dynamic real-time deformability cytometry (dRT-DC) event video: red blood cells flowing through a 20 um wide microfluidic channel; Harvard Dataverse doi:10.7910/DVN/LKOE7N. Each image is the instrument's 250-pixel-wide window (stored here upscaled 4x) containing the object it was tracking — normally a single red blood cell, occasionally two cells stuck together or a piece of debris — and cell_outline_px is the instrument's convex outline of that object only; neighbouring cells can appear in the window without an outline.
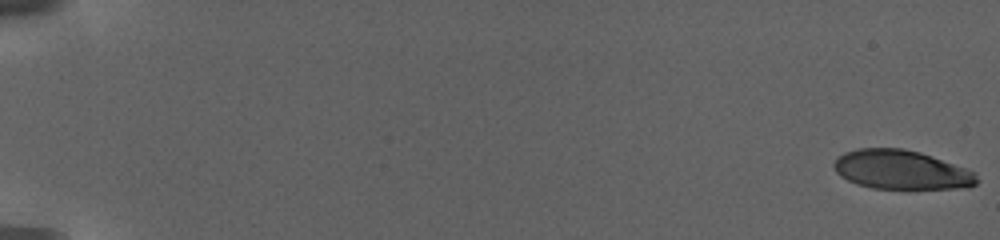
{"species": "human", "species_latin": "Homo sapiens", "temperature_condition": "warm", "stored_images_in_passage": 39, "camera_frame_rate_fps": 3000, "um_per_image_px": 0.085, "donor": {"sex": "female"}, "frame": {"image": 1, "passage_image": 1, "time_ms": 0.0, "image_size_px": [1000, 240], "cell_outline_px": [[980, 180], [976, 184], [968, 188], [872, 188], [856, 184], [840, 176], [836, 172], [832, 164], [844, 152], [860, 148], [900, 148], [920, 152], [964, 168], [972, 172]], "centroid_in_image_um": [76.58, 14.43], "position_along_channel_um": 8.4, "area_um2": 32.25}}
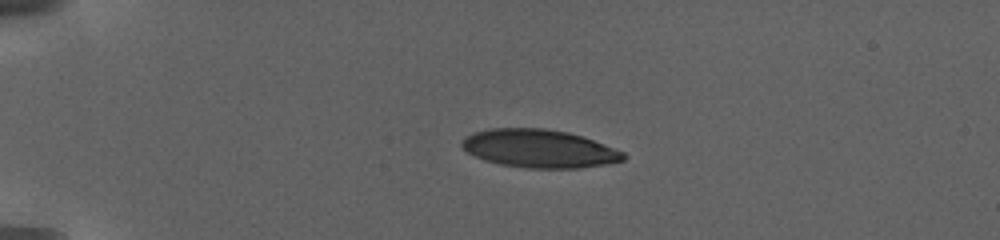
{"frame": {"image": 2, "passage_image": 27, "time_ms": 6.0, "image_size_px": [1000, 240], "cell_outline_px": [[624, 160], [604, 164], [580, 168], [524, 168], [500, 164], [484, 160], [468, 152], [460, 144], [472, 132], [492, 128], [544, 128], [568, 132], [592, 140], [624, 152]], "centroid_in_image_um": [45.81, 12.63], "position_along_channel_um": 39.2, "area_um2": 35.55}}